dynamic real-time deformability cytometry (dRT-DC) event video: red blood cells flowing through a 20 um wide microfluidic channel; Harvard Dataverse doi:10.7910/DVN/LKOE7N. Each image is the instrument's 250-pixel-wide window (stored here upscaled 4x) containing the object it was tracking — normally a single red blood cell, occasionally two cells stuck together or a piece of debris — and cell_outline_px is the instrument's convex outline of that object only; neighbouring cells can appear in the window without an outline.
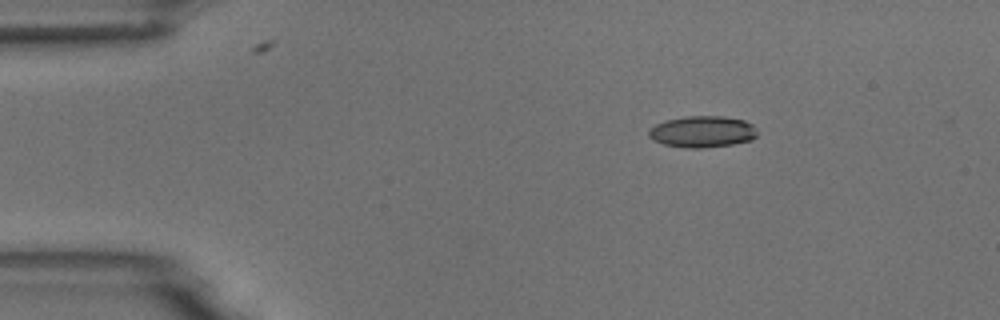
{"species": "common noctule bat (a hibernating species)", "species_latin": "Nyctalus noctula", "temperature_condition": "room temperature", "stored_images_in_passage": 4, "camera_frame_rate_fps": 3000, "um_per_image_px": 0.085, "animal": {"sex": "male", "body_mass_g": 18.8}, "frame": {"image": 1, "passage_image": 2, "time_ms": 2.0, "image_size_px": [1000, 320], "cell_outline_px": [[756, 136], [752, 140], [732, 144], [704, 148], [688, 148], [664, 144], [652, 140], [648, 136], [648, 128], [656, 124], [668, 120], [688, 116], [724, 116], [744, 120], [752, 124], [756, 128]], "centroid_in_image_um": [59.7, 11.19], "position_along_channel_um": 25.3, "area_um2": 19.94}}